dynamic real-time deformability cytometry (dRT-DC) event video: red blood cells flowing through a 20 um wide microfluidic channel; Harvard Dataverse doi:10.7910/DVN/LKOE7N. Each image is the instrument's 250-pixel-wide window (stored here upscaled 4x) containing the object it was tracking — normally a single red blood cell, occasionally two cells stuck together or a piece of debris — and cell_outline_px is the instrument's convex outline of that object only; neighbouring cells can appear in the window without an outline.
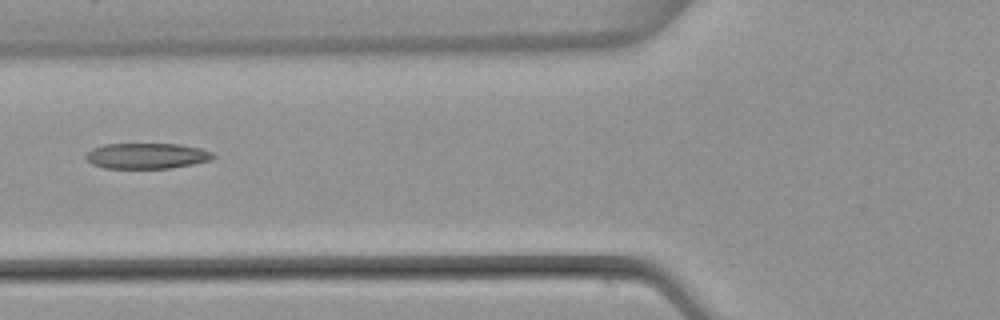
{"species": "common noctule bat (a hibernating species)", "species_latin": "Nyctalus noctula", "temperature_condition": "warm", "stored_images_in_passage": 8, "camera_frame_rate_fps": 3000, "um_per_image_px": 0.085, "animal": {"sex": "female", "body_mass_g": 22.7, "forearm_length_mm": 54.2}, "frame": {"image": 1, "passage_image": 8, "time_ms": 9.333, "image_size_px": [1000, 320], "cell_outline_px": [[216, 156], [212, 160], [192, 164], [168, 168], [104, 168], [92, 164], [84, 156], [92, 148], [104, 144], [180, 144], [200, 148], [212, 152]], "centroid_in_image_um": [12.48, 13.24], "position_along_channel_um": 113.3, "area_um2": 19.02}}